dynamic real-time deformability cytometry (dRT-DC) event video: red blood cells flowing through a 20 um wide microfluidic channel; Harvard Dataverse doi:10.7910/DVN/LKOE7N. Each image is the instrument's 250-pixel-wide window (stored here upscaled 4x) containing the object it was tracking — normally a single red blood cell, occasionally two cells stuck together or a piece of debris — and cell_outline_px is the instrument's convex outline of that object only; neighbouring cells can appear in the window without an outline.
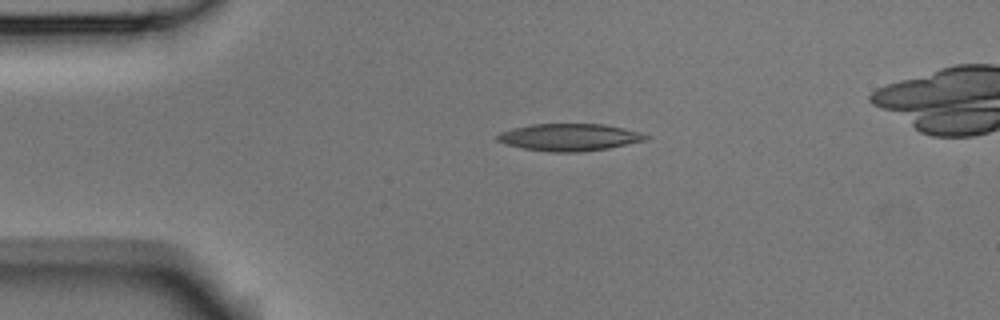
{"species": "Egyptian fruit bat (a non-hibernating species)", "species_latin": "Rousettus aegyptiacus", "temperature_condition": "room temperature", "stored_images_in_passage": 2, "camera_frame_rate_fps": 3000, "um_per_image_px": 0.085, "animal": {"sex": "male"}, "frame": {"image": 1, "passage_image": 2, "time_ms": 0.333, "image_size_px": [1000, 320], "cell_outline_px": [[652, 136], [648, 140], [608, 148], [580, 152], [548, 152], [524, 148], [508, 144], [496, 140], [496, 136], [500, 132], [512, 128], [532, 124], [604, 124], [624, 128], [640, 132]], "centroid_in_image_um": [48.44, 11.66], "position_along_channel_um": 36.6, "area_um2": 23.58}}